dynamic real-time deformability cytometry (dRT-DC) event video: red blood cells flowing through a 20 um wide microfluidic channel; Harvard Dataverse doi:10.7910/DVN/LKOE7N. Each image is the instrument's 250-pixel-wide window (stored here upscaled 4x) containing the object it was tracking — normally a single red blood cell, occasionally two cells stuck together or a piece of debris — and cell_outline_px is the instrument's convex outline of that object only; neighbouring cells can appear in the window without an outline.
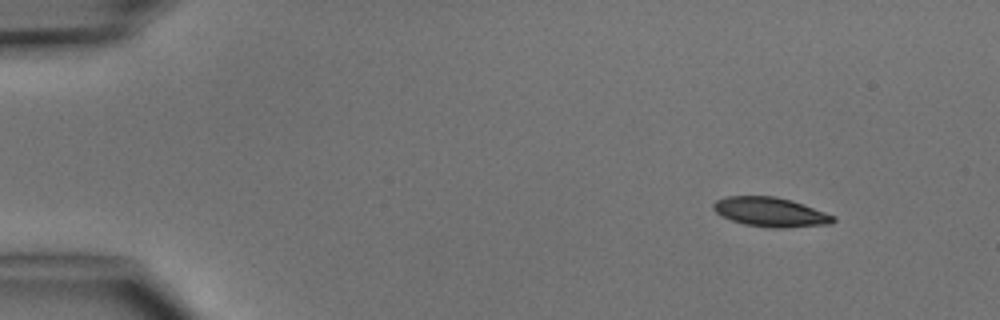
{"species": "common noctule bat (a hibernating species)", "species_latin": "Nyctalus noctula", "temperature_condition": "cold", "stored_images_in_passage": 7, "camera_frame_rate_fps": 3000, "um_per_image_px": 0.085, "animal": {"sex": "male", "body_mass_g": 15.6}, "frame": {"image": 1, "passage_image": 1, "time_ms": 0.0, "image_size_px": [1000, 320], "cell_outline_px": [[836, 220], [832, 224], [784, 228], [772, 228], [744, 224], [732, 220], [716, 212], [712, 208], [712, 204], [716, 200], [728, 196], [776, 196], [792, 200], [804, 204], [836, 216]], "centroid_in_image_um": [65.53, 18.02], "position_along_channel_um": 19.5, "area_um2": 20.63}}
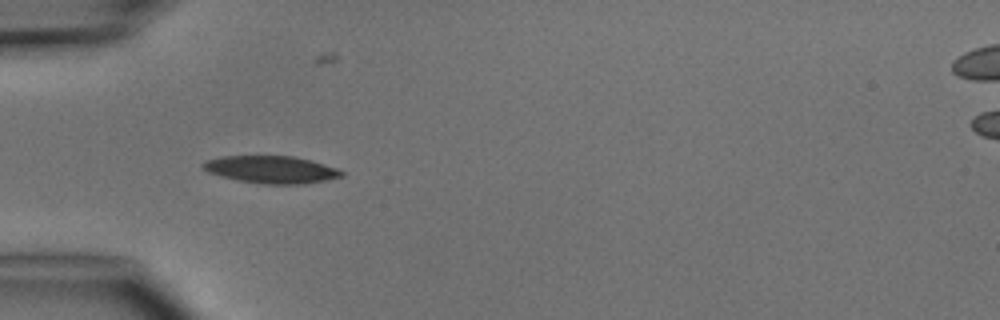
{"frame": {"image": 2, "passage_image": 4, "time_ms": 3.333, "image_size_px": [1000, 320], "cell_outline_px": [[344, 176], [304, 184], [264, 184], [236, 180], [208, 172], [200, 164], [204, 160], [220, 156], [296, 156], [312, 160], [336, 168], [344, 172]], "centroid_in_image_um": [23.04, 14.4], "position_along_channel_um": 62.0, "area_um2": 22.2}}
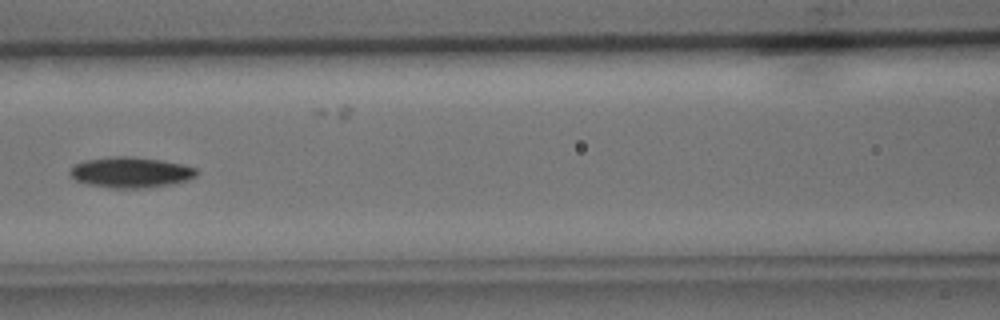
{"frame": {"image": 3, "passage_image": 6, "time_ms": 5.667, "image_size_px": [1000, 320], "cell_outline_px": [[200, 172], [196, 176], [188, 180], [172, 184], [144, 188], [112, 188], [84, 184], [76, 180], [68, 172], [76, 164], [84, 160], [112, 156], [132, 156], [160, 160], [184, 164], [196, 168]], "centroid_in_image_um": [11.13, 14.65], "position_along_channel_um": 155.5, "area_um2": 22.83}}